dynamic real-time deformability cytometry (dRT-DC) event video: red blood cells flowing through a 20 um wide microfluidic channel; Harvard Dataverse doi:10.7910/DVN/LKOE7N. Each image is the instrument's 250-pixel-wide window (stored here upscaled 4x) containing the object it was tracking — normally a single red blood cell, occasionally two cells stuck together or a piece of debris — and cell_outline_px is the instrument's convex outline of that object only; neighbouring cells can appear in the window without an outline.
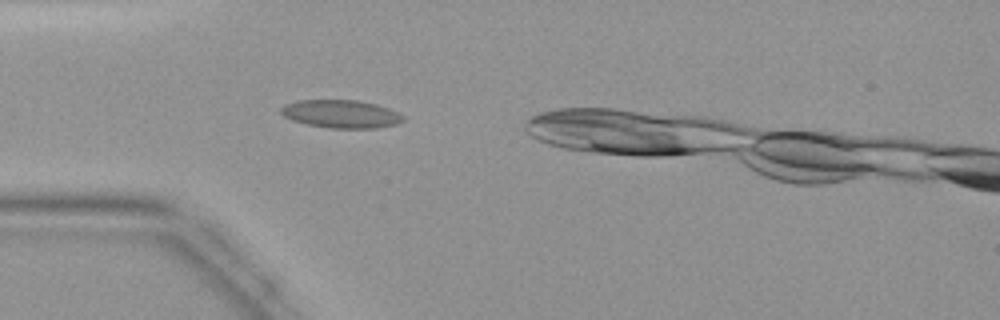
{"species": "common noctule bat (a hibernating species)", "species_latin": "Nyctalus noctula", "temperature_condition": "warm", "stored_images_in_passage": 29, "camera_frame_rate_fps": 3000, "um_per_image_px": 0.085, "animal": {"sex": "female", "body_mass_g": 19.9}, "frame": {"image": 1, "passage_image": 1, "time_ms": 0.0, "image_size_px": [1000, 320], "cell_outline_px": [[404, 120], [396, 124], [376, 128], [328, 128], [308, 124], [292, 120], [284, 116], [280, 112], [280, 108], [284, 104], [300, 100], [356, 100], [376, 104], [388, 108], [404, 116]], "centroid_in_image_um": [28.97, 9.68], "position_along_channel_um": 56.0, "area_um2": 19.88}}
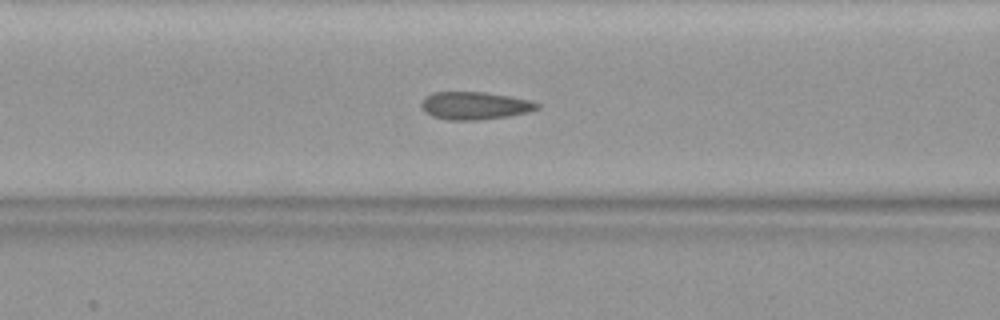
{"frame": {"image": 2, "passage_image": 6, "time_ms": 1.667, "image_size_px": [1000, 320], "cell_outline_px": [[540, 108], [528, 112], [508, 116], [480, 120], [448, 120], [432, 116], [420, 104], [424, 96], [432, 92], [484, 92], [512, 96], [532, 100], [540, 104]], "centroid_in_image_um": [40.39, 8.97], "position_along_channel_um": 126.2, "area_um2": 18.84}}
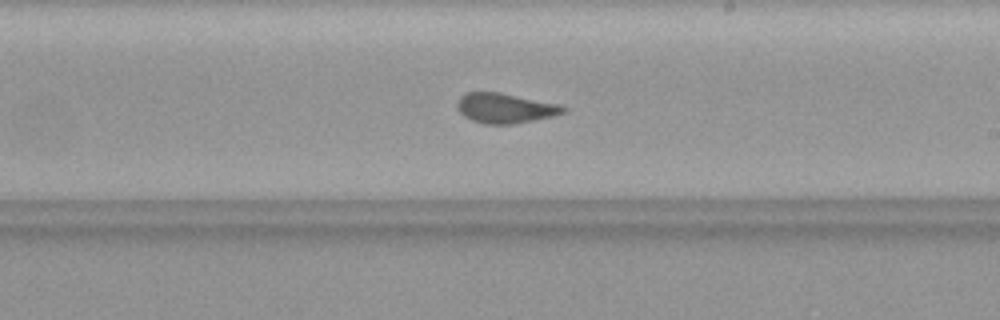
{"frame": {"image": 3, "passage_image": 14, "time_ms": 4.333, "image_size_px": [1000, 320], "cell_outline_px": [[564, 112], [552, 116], [512, 124], [484, 124], [472, 120], [464, 116], [460, 112], [456, 104], [456, 100], [464, 92], [500, 92], [560, 104], [564, 108]], "centroid_in_image_um": [42.87, 9.18], "position_along_channel_um": 246.1, "area_um2": 18.44}}